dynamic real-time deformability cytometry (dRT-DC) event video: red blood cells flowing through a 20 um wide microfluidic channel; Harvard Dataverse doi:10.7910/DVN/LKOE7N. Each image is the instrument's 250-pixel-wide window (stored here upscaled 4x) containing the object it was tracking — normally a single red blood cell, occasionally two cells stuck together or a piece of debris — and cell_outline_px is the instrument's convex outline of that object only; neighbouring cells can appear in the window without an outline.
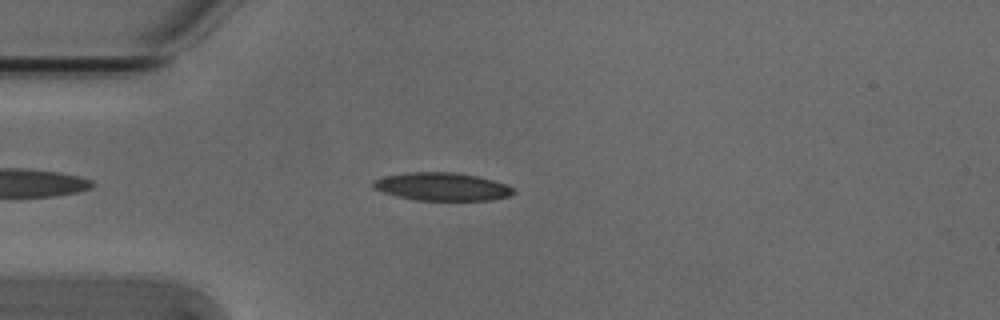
{"species": "Egyptian fruit bat (a non-hibernating species)", "species_latin": "Rousettus aegyptiacus", "temperature_condition": "cold", "stored_images_in_passage": 45, "camera_frame_rate_fps": 3000, "um_per_image_px": 0.085, "animal": {"sex": "male"}, "frame": {"image": 1, "passage_image": 6, "time_ms": 1.667, "image_size_px": [1000, 320], "cell_outline_px": [[516, 192], [508, 196], [492, 200], [416, 200], [396, 196], [372, 188], [372, 184], [376, 180], [384, 176], [408, 172], [460, 172], [480, 176], [504, 184], [512, 188]], "centroid_in_image_um": [37.57, 15.86], "position_along_channel_um": 47.4, "area_um2": 22.89}}
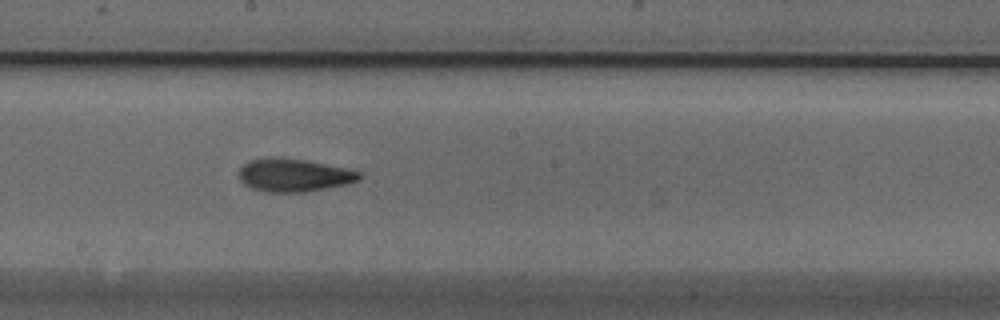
{"frame": {"image": 2, "passage_image": 21, "time_ms": 6.667, "image_size_px": [1000, 320], "cell_outline_px": [[360, 180], [348, 184], [304, 192], [264, 192], [252, 188], [244, 184], [240, 180], [240, 168], [248, 160], [268, 156], [280, 156], [304, 160], [348, 168], [360, 172]], "centroid_in_image_um": [24.96, 14.87], "position_along_channel_um": 223.2, "area_um2": 23.41}}
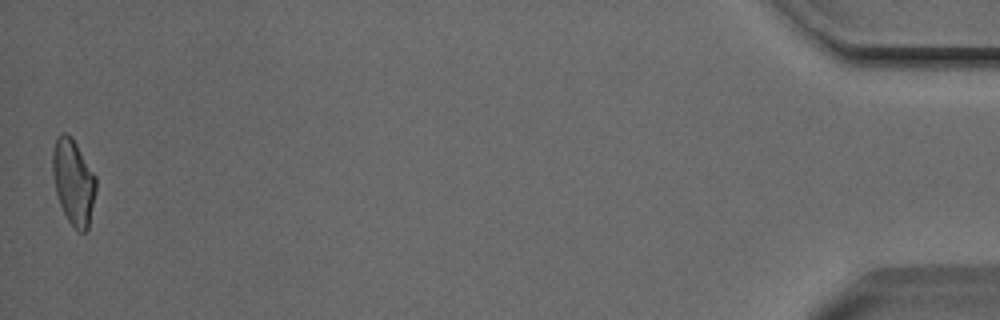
{"frame": {"image": 3, "passage_image": 45, "time_ms": 14.667, "image_size_px": [1000, 320], "cell_outline_px": [[96, 188], [88, 228], [84, 232], [80, 232], [68, 220], [60, 204], [56, 192], [52, 172], [52, 152], [56, 140], [60, 132], [64, 132], [72, 136], [96, 176]], "centroid_in_image_um": [6.23, 15.41], "position_along_channel_um": 429.0, "area_um2": 21.44}, "authors_computed_cell_mechanics": {"area_um2": 22.3108, "velocity_mm_per_s": 3.8133, "shape_relaxation_time_tau1_ms": 3.6738, "shape_relaxation_time_tau2_ms": 1.7041, "deformation_change_tau1": 0.1242, "deformation_change_tau2": 0.0883}}